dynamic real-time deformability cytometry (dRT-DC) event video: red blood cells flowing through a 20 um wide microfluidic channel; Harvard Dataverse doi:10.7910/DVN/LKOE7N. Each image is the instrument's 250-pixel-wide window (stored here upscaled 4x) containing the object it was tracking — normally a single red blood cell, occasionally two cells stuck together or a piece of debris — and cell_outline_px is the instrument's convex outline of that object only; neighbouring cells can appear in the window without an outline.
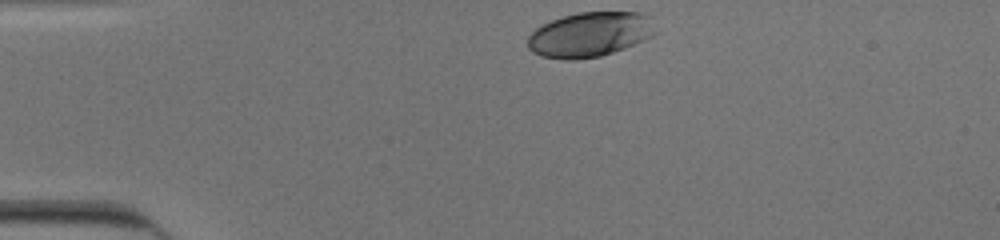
{"species": "human", "species_latin": "Homo sapiens", "temperature_condition": "cold", "stored_images_in_passage": 32, "camera_frame_rate_fps": 3000, "um_per_image_px": 0.085, "donor": {"sex": "male"}, "frame": {"image": 1, "passage_image": 1, "time_ms": 0.0, "image_size_px": [1000, 240], "cell_outline_px": [[656, 32], [652, 36], [644, 40], [624, 48], [600, 56], [576, 60], [564, 60], [540, 56], [532, 52], [528, 48], [528, 36], [536, 28], [552, 20], [564, 16], [580, 12], [644, 12], [652, 16]], "centroid_in_image_um": [50.16, 2.93], "position_along_channel_um": 34.8, "area_um2": 33.58}}
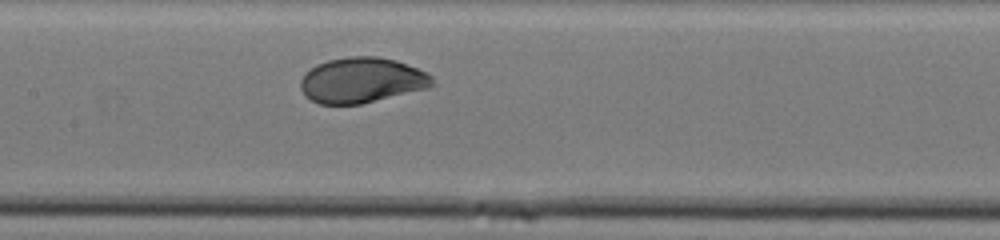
{"frame": {"image": 2, "passage_image": 16, "time_ms": 5.0, "image_size_px": [1000, 240], "cell_outline_px": [[436, 84], [432, 88], [360, 104], [320, 104], [312, 100], [300, 88], [300, 80], [304, 72], [316, 64], [328, 60], [348, 56], [376, 56], [396, 60], [428, 72], [432, 76]], "centroid_in_image_um": [30.8, 6.81], "position_along_channel_um": 176.6, "area_um2": 35.26}}
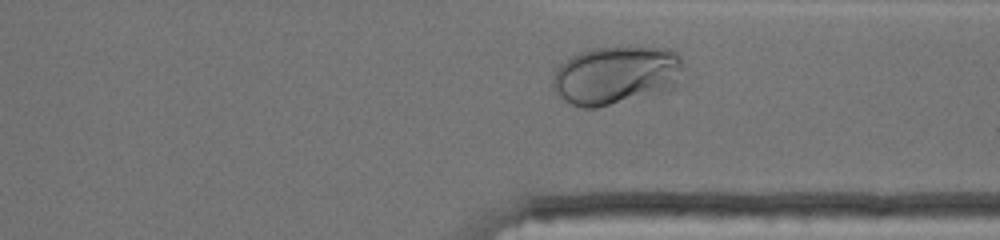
{"frame": {"image": 3, "passage_image": 30, "time_ms": 9.667, "image_size_px": [1000, 240], "cell_outline_px": [[680, 68], [676, 84], [664, 88], [596, 108], [580, 108], [556, 96], [552, 88], [552, 76], [556, 68], [564, 60], [580, 52], [592, 48], [672, 48], [680, 56]], "centroid_in_image_um": [52.21, 6.37], "position_along_channel_um": 359.2, "area_um2": 43.29}, "authors_computed_cell_mechanics": {"area_um2": 34.7378, "velocity_mm_per_s": 3.9002, "shape_relaxation_time_tau1_ms": 3.2679, "shape_relaxation_time_tau2_ms": null, "deformation_change_tau1": 0.142, "deformation_change_tau2": null}}